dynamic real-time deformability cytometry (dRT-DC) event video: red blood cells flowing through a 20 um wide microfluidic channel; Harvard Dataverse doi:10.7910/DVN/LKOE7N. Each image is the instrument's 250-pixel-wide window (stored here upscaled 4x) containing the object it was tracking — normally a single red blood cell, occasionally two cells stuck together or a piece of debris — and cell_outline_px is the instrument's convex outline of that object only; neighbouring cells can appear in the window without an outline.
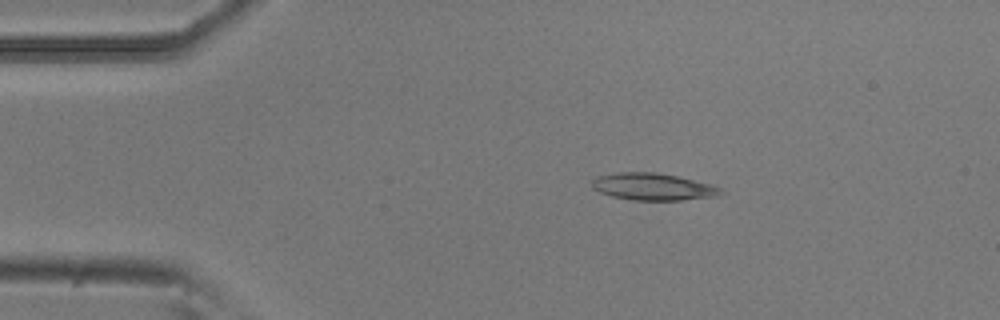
{"species": "common noctule bat (a hibernating species)", "species_latin": "Nyctalus noctula", "temperature_condition": "room temperature", "stored_images_in_passage": 5, "camera_frame_rate_fps": 3000, "um_per_image_px": 0.085, "animal": {"sex": "male", "body_mass_g": 20.5, "forearm_length_mm": 52.5}, "frame": {"image": 1, "passage_image": 1, "time_ms": 0.0, "image_size_px": [1000, 320], "cell_outline_px": [[724, 192], [720, 196], [680, 200], [632, 200], [612, 196], [600, 192], [592, 188], [592, 180], [596, 176], [620, 172], [652, 172], [676, 176], [712, 184], [720, 188]], "centroid_in_image_um": [55.51, 15.87], "position_along_channel_um": 29.5, "area_um2": 20.29}}
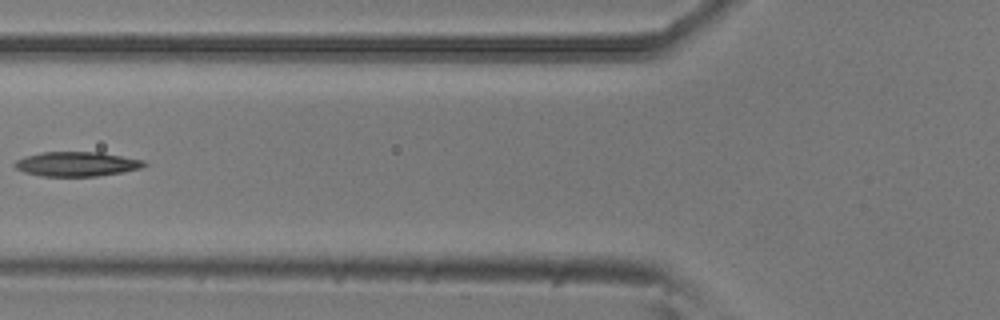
{"frame": {"image": 2, "passage_image": 4, "time_ms": 1.0, "image_size_px": [1000, 320], "cell_outline_px": [[148, 164], [140, 168], [124, 172], [96, 176], [40, 176], [24, 172], [16, 168], [12, 164], [16, 160], [24, 156], [40, 152], [100, 152], [144, 160]], "centroid_in_image_um": [6.5, 13.94], "position_along_channel_um": 119.3, "area_um2": 18.61}}
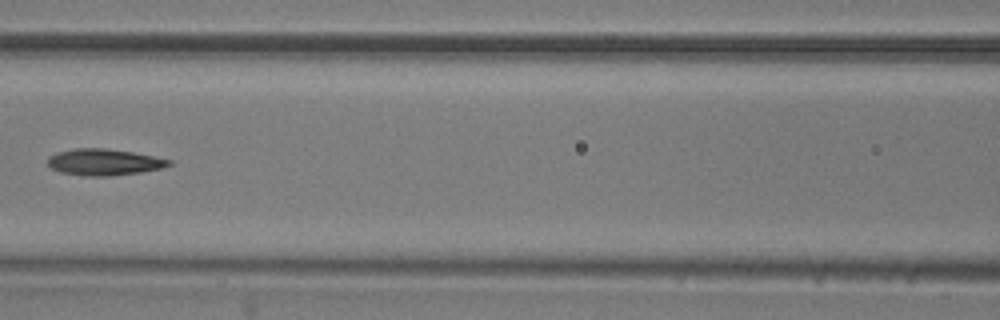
{"frame": {"image": 3, "passage_image": 5, "time_ms": 1.333, "image_size_px": [1000, 320], "cell_outline_px": [[172, 164], [160, 168], [140, 172], [112, 176], [88, 176], [60, 172], [52, 168], [48, 164], [48, 156], [56, 152], [76, 148], [104, 148], [132, 152], [172, 160]], "centroid_in_image_um": [8.82, 13.78], "position_along_channel_um": 157.8, "area_um2": 18.55}}